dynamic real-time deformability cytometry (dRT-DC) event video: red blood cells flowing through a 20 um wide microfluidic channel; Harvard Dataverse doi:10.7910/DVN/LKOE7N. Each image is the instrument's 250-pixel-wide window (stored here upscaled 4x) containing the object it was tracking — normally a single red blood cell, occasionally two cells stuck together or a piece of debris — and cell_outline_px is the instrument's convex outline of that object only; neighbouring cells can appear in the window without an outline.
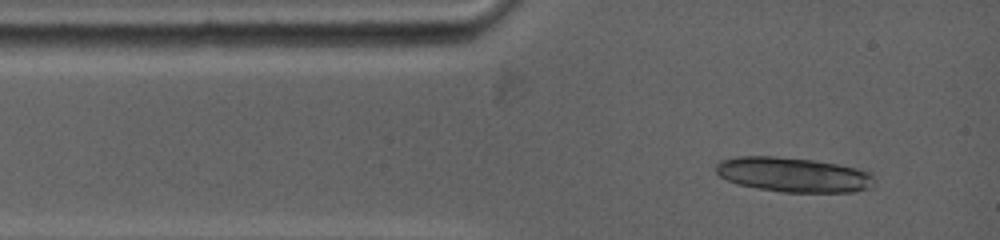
{"species": "common noctule bat (a hibernating species)", "species_latin": "Nyctalus noctula", "temperature_condition": "warm", "stored_images_in_passage": 1, "camera_frame_rate_fps": 5000, "um_per_image_px": 0.085, "animal": {"sex": "female", "body_mass_g": 19.0, "forearm_length_mm": 53.3}, "frame": {"image": 1, "passage_image": 1, "time_ms": 0.0, "image_size_px": [1000, 240], "cell_outline_px": [[872, 188], [852, 192], [780, 192], [756, 188], [736, 184], [720, 176], [716, 172], [716, 164], [720, 160], [736, 156], [776, 156], [812, 160], [836, 164], [856, 168], [872, 172]], "centroid_in_image_um": [67.41, 14.85], "position_along_channel_um": 17.6, "area_um2": 32.14}}